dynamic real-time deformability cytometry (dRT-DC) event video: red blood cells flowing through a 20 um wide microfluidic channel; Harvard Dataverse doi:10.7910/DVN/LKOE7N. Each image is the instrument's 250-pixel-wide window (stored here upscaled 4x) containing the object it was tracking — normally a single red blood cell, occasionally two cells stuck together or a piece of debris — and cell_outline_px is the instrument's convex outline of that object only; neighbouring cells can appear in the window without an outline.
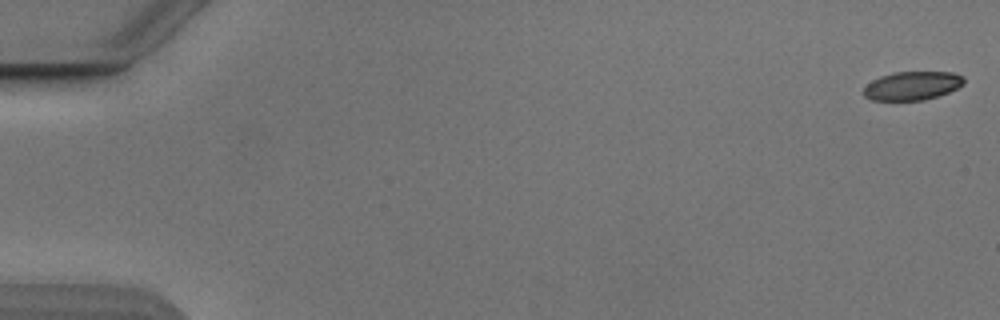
{"species": "Egyptian fruit bat (a non-hibernating species)", "species_latin": "Rousettus aegyptiacus", "temperature_condition": "cold", "stored_images_in_passage": 52, "camera_frame_rate_fps": 3000, "um_per_image_px": 0.085, "animal": {"sex": "male"}, "frame": {"image": 1, "passage_image": 1, "time_ms": 0.0, "image_size_px": [1000, 320], "cell_outline_px": [[964, 84], [948, 92], [924, 100], [872, 100], [864, 96], [864, 88], [872, 80], [880, 76], [892, 72], [952, 72], [964, 76]], "centroid_in_image_um": [77.54, 7.28], "position_along_channel_um": 7.5, "area_um2": 16.65}}
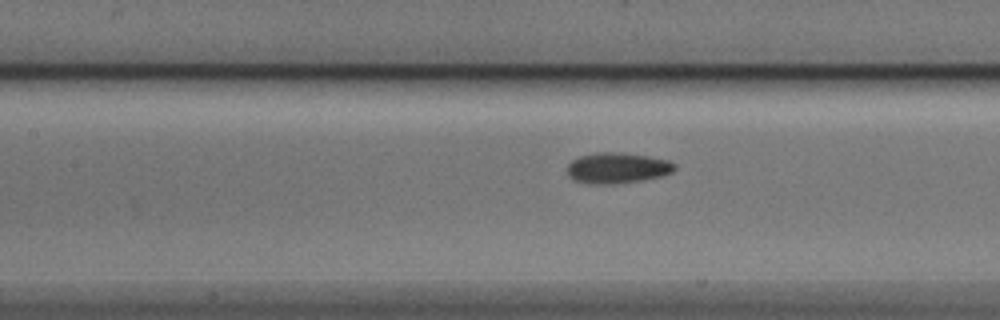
{"frame": {"image": 2, "passage_image": 25, "time_ms": 8.0, "image_size_px": [1000, 320], "cell_outline_px": [[676, 168], [672, 172], [660, 176], [644, 180], [612, 184], [588, 184], [576, 180], [568, 176], [568, 164], [572, 160], [580, 156], [596, 152], [620, 152], [648, 156], [668, 160], [676, 164]], "centroid_in_image_um": [52.47, 14.27], "position_along_channel_um": 154.9, "area_um2": 19.31}}
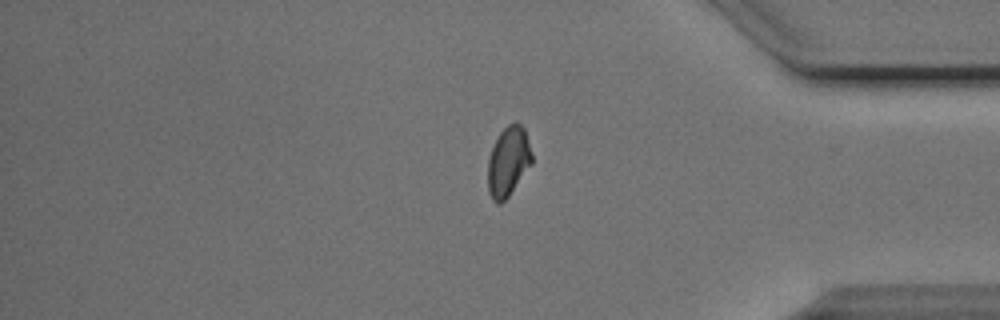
{"frame": {"image": 3, "passage_image": 45, "time_ms": 14.667, "image_size_px": [1000, 320], "cell_outline_px": [[532, 164], [508, 196], [500, 204], [496, 204], [492, 200], [488, 192], [488, 160], [492, 148], [500, 132], [508, 124], [516, 120], [524, 128], [532, 156]], "centroid_in_image_um": [43.19, 13.73], "position_along_channel_um": 392.0, "area_um2": 17.8}}